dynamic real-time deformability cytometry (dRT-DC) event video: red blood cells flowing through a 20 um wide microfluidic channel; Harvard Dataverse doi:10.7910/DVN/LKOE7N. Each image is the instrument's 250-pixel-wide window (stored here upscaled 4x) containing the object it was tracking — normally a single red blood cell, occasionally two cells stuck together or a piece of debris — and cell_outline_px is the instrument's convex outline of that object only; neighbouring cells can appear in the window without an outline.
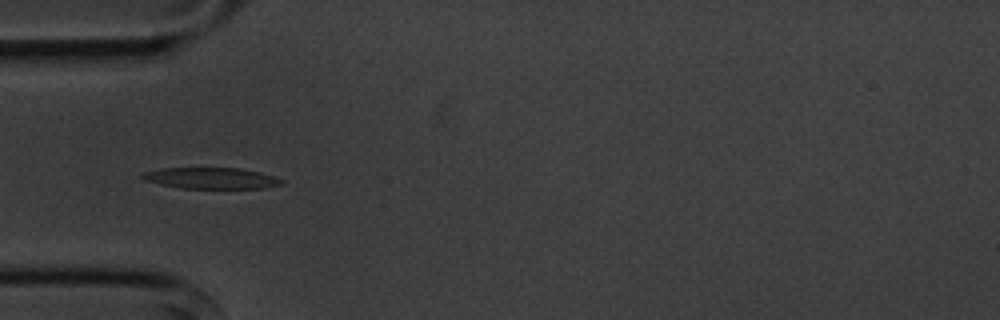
{"species": "common noctule bat (a hibernating species)", "species_latin": "Nyctalus noctula", "temperature_condition": "cold", "stored_images_in_passage": 6, "camera_frame_rate_fps": 3000, "um_per_image_px": 0.085, "animal": {"sex": "male", "body_mass_g": 20.1, "forearm_length_mm": 53.5}, "frame": {"image": 1, "passage_image": 4, "time_ms": 3.333, "image_size_px": [1000, 320], "cell_outline_px": [[284, 184], [260, 188], [180, 188], [160, 184], [144, 180], [140, 176], [144, 172], [160, 168], [240, 168], [260, 172], [284, 180]], "centroid_in_image_um": [17.93, 15.14], "position_along_channel_um": 67.1, "area_um2": 17.11}}
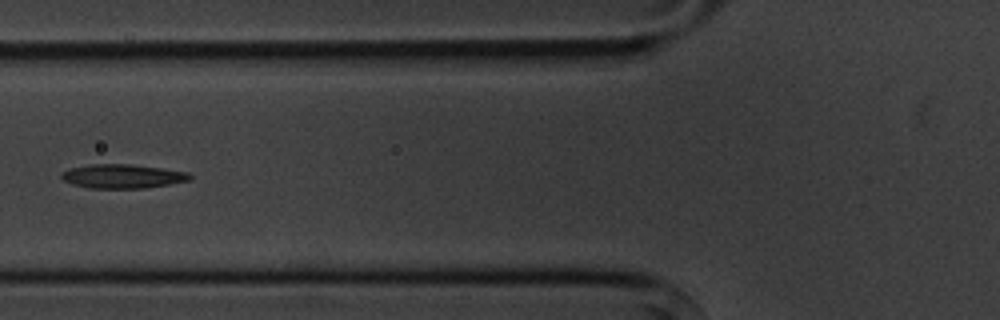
{"frame": {"image": 2, "passage_image": 5, "time_ms": 4.667, "image_size_px": [1000, 320], "cell_outline_px": [[192, 180], [144, 188], [88, 188], [72, 184], [64, 180], [60, 176], [60, 172], [68, 168], [92, 164], [132, 164], [188, 172], [192, 176]], "centroid_in_image_um": [10.38, 14.98], "position_along_channel_um": 115.4, "area_um2": 18.03}}
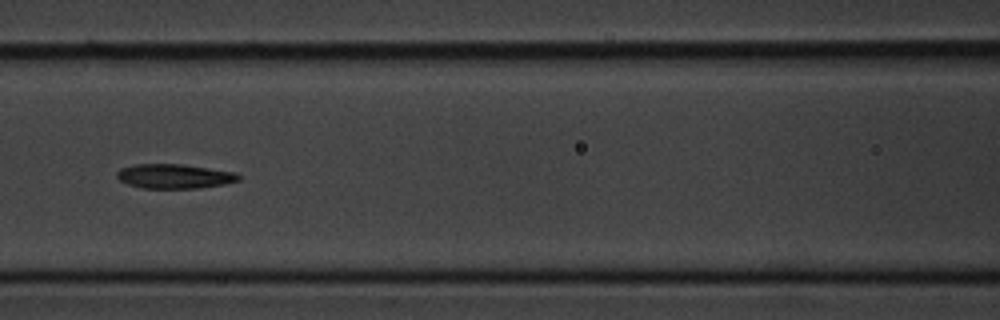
{"frame": {"image": 3, "passage_image": 6, "time_ms": 5.667, "image_size_px": [1000, 320], "cell_outline_px": [[240, 180], [224, 184], [200, 188], [140, 188], [128, 184], [120, 180], [116, 176], [116, 172], [120, 168], [136, 164], [180, 164], [236, 172], [240, 176]], "centroid_in_image_um": [14.81, 14.98], "position_along_channel_um": 151.8, "area_um2": 17.34}}